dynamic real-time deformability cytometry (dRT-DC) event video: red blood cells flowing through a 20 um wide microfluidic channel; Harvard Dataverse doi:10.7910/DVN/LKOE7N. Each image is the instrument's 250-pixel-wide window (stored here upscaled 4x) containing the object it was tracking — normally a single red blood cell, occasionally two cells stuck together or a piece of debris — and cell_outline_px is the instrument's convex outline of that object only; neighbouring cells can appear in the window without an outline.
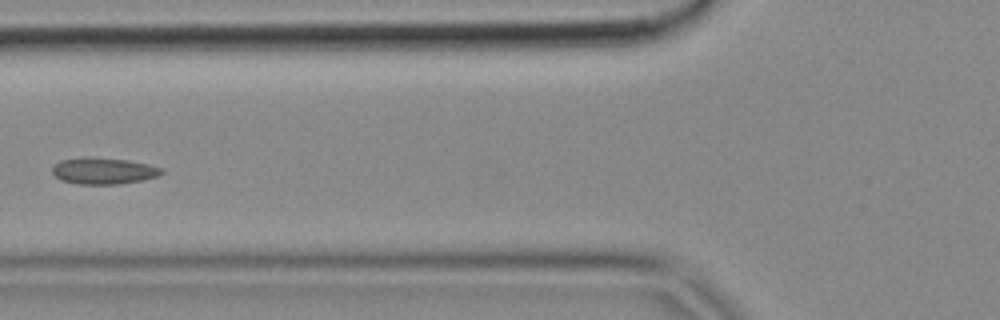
{"species": "common noctule bat (a hibernating species)", "species_latin": "Nyctalus noctula", "temperature_condition": "cold", "stored_images_in_passage": 8, "camera_frame_rate_fps": 3000, "um_per_image_px": 0.085, "animal": {"sex": "female", "body_mass_g": 18.4}, "frame": {"image": 1, "passage_image": 5, "time_ms": 1.333, "image_size_px": [1000, 320], "cell_outline_px": [[164, 172], [160, 176], [140, 180], [116, 184], [80, 184], [60, 180], [52, 172], [52, 168], [60, 160], [84, 156], [88, 156], [128, 160], [148, 164], [164, 168]], "centroid_in_image_um": [8.81, 14.51], "position_along_channel_um": 117.0, "area_um2": 16.99}}